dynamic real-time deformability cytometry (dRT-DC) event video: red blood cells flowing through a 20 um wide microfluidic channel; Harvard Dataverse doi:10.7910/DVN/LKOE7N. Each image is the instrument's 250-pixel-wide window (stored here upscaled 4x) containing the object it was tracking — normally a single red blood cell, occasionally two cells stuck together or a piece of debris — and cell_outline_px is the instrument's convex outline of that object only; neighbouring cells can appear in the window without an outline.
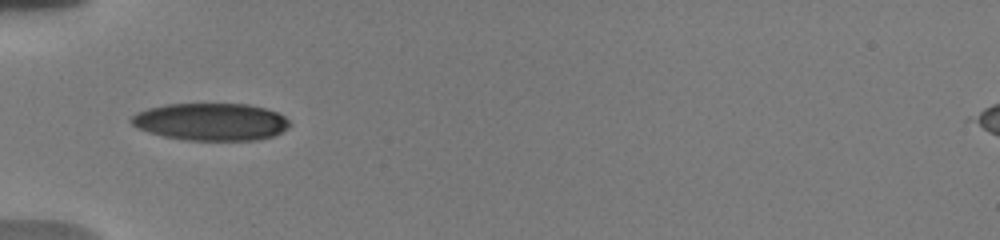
{"species": "human", "species_latin": "Homo sapiens", "temperature_condition": "warm", "stored_images_in_passage": 6, "camera_frame_rate_fps": 3000, "um_per_image_px": 0.085, "donor": {"sex": "male"}, "frame": {"image": 1, "passage_image": 1, "time_ms": 0.0, "image_size_px": [1000, 240], "cell_outline_px": [[292, 124], [288, 128], [272, 136], [256, 140], [188, 140], [164, 136], [148, 132], [132, 124], [128, 120], [136, 112], [148, 108], [164, 104], [248, 104], [264, 108], [276, 112], [284, 116]], "centroid_in_image_um": [17.92, 10.35], "position_along_channel_um": 67.1, "area_um2": 34.45}}
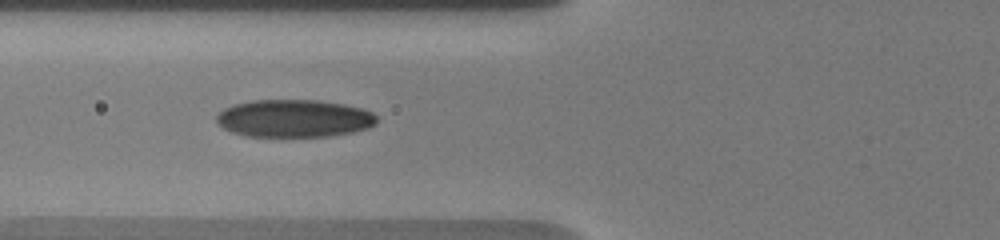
{"frame": {"image": 2, "passage_image": 5, "time_ms": 1.0, "image_size_px": [1000, 240], "cell_outline_px": [[376, 124], [368, 128], [352, 132], [332, 136], [248, 136], [232, 132], [216, 124], [216, 116], [224, 108], [232, 104], [252, 100], [320, 100], [344, 104], [364, 108], [372, 112], [376, 116]], "centroid_in_image_um": [25.0, 10.05], "position_along_channel_um": 100.8, "area_um2": 35.37}}